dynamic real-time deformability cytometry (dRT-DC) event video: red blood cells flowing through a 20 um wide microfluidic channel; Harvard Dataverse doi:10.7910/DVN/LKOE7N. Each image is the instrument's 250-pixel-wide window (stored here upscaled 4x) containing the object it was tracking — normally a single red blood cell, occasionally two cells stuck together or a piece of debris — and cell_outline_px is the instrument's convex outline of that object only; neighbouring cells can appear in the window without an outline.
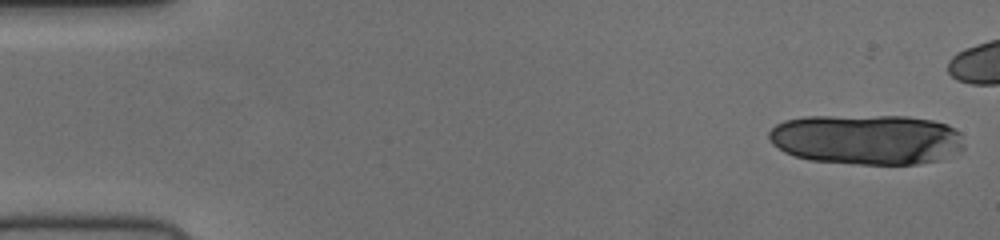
{"species": "human", "species_latin": "Homo sapiens", "temperature_condition": "cold", "stored_images_in_passage": 15, "camera_frame_rate_fps": 3000, "um_per_image_px": 0.085, "donor": {"sex": "female"}, "frame": {"image": 1, "passage_image": 1, "time_ms": 0.0, "image_size_px": [1000, 240], "cell_outline_px": [[964, 148], [936, 160], [916, 164], [860, 164], [812, 160], [796, 156], [784, 152], [772, 144], [768, 136], [768, 132], [776, 124], [784, 120], [804, 116], [908, 116], [932, 120], [948, 124], [960, 132], [964, 144]], "centroid_in_image_um": [73.64, 11.83], "position_along_channel_um": 11.4, "area_um2": 57.28}}